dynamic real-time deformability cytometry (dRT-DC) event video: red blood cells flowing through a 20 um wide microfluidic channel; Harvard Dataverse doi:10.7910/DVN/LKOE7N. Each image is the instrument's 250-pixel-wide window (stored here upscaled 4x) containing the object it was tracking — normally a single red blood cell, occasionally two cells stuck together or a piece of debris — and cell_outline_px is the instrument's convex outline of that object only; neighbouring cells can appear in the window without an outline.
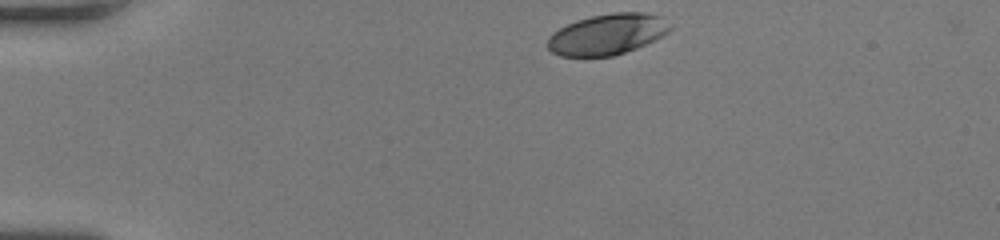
{"species": "human", "species_latin": "Homo sapiens", "temperature_condition": "room temperature", "stored_images_in_passage": 33, "camera_frame_rate_fps": 3000, "um_per_image_px": 0.085, "donor": {"sex": "female"}, "frame": {"image": 1, "passage_image": 1, "time_ms": 0.0, "image_size_px": [1000, 240], "cell_outline_px": [[672, 28], [668, 32], [636, 48], [612, 56], [560, 56], [552, 52], [548, 48], [548, 36], [552, 32], [576, 20], [592, 16], [612, 12], [644, 12], [664, 16], [672, 24]], "centroid_in_image_um": [51.64, 2.89], "position_along_channel_um": 33.4, "area_um2": 29.19}}
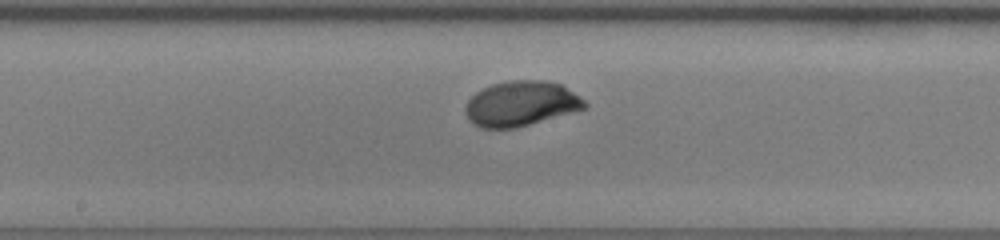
{"frame": {"image": 2, "passage_image": 18, "time_ms": 5.667, "image_size_px": [1000, 240], "cell_outline_px": [[588, 108], [516, 128], [480, 128], [468, 120], [464, 108], [468, 100], [476, 92], [492, 84], [508, 80], [544, 80], [560, 84], [580, 96], [588, 104]], "centroid_in_image_um": [44.29, 8.81], "position_along_channel_um": 203.9, "area_um2": 31.44}}
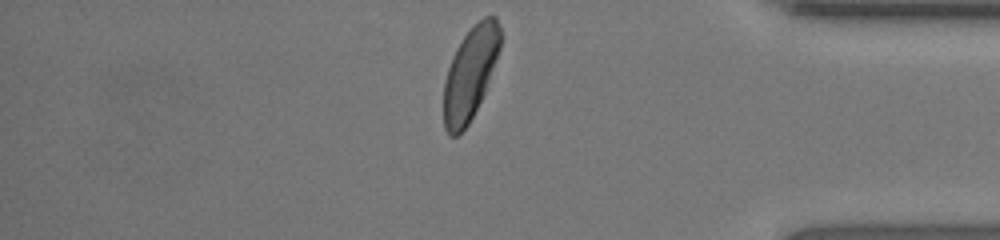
{"frame": {"image": 3, "passage_image": 33, "time_ms": 10.667, "image_size_px": [1000, 240], "cell_outline_px": [[500, 48], [484, 92], [468, 124], [456, 136], [448, 136], [444, 128], [444, 84], [448, 68], [452, 56], [456, 48], [464, 36], [484, 16], [496, 16], [500, 28]], "centroid_in_image_um": [39.95, 6.25], "position_along_channel_um": 395.3, "area_um2": 29.82}, "authors_computed_cell_mechanics": {"area_um2": 30.5762, "velocity_mm_per_s": 4.2574, "shape_relaxation_time_tau1_ms": 2.1394, "shape_relaxation_time_tau2_ms": null, "deformation_change_tau1": 0.1447, "deformation_change_tau2": null}}